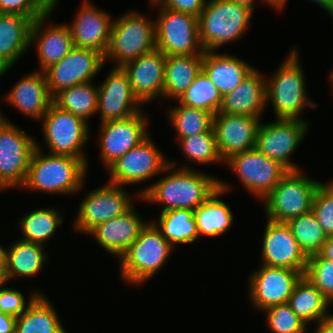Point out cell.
Wrapping results in <instances>:
<instances>
[{"label": "cell", "instance_id": "6da1fadb", "mask_svg": "<svg viewBox=\"0 0 333 333\" xmlns=\"http://www.w3.org/2000/svg\"><path fill=\"white\" fill-rule=\"evenodd\" d=\"M175 167L177 163L169 160L162 172L166 175L135 192V198L142 202L162 205L160 213L175 209L194 211L218 190L217 177L199 172L188 165L174 169Z\"/></svg>", "mask_w": 333, "mask_h": 333}, {"label": "cell", "instance_id": "7a4b0ae2", "mask_svg": "<svg viewBox=\"0 0 333 333\" xmlns=\"http://www.w3.org/2000/svg\"><path fill=\"white\" fill-rule=\"evenodd\" d=\"M36 147L22 189L62 196L83 190L88 166L80 158L43 153L39 143Z\"/></svg>", "mask_w": 333, "mask_h": 333}, {"label": "cell", "instance_id": "3957f363", "mask_svg": "<svg viewBox=\"0 0 333 333\" xmlns=\"http://www.w3.org/2000/svg\"><path fill=\"white\" fill-rule=\"evenodd\" d=\"M297 49L291 48L285 60L270 75L272 77L266 78L267 107L270 102L276 119L306 121L302 118L304 110L317 107V103L308 97L306 77Z\"/></svg>", "mask_w": 333, "mask_h": 333}, {"label": "cell", "instance_id": "277c9868", "mask_svg": "<svg viewBox=\"0 0 333 333\" xmlns=\"http://www.w3.org/2000/svg\"><path fill=\"white\" fill-rule=\"evenodd\" d=\"M253 10L232 0H207L198 17L199 40L204 51H216L221 46L244 36Z\"/></svg>", "mask_w": 333, "mask_h": 333}, {"label": "cell", "instance_id": "5b68a950", "mask_svg": "<svg viewBox=\"0 0 333 333\" xmlns=\"http://www.w3.org/2000/svg\"><path fill=\"white\" fill-rule=\"evenodd\" d=\"M174 247L151 221L141 230L138 239L119 258L121 279L140 286L147 283L163 266Z\"/></svg>", "mask_w": 333, "mask_h": 333}, {"label": "cell", "instance_id": "8992f818", "mask_svg": "<svg viewBox=\"0 0 333 333\" xmlns=\"http://www.w3.org/2000/svg\"><path fill=\"white\" fill-rule=\"evenodd\" d=\"M151 19L135 10L113 19L105 63L113 61L114 67H123L155 49V20Z\"/></svg>", "mask_w": 333, "mask_h": 333}, {"label": "cell", "instance_id": "52a82bcc", "mask_svg": "<svg viewBox=\"0 0 333 333\" xmlns=\"http://www.w3.org/2000/svg\"><path fill=\"white\" fill-rule=\"evenodd\" d=\"M302 173V170L288 171L262 200L268 220L287 223L311 211L313 197L321 181Z\"/></svg>", "mask_w": 333, "mask_h": 333}, {"label": "cell", "instance_id": "ba28073f", "mask_svg": "<svg viewBox=\"0 0 333 333\" xmlns=\"http://www.w3.org/2000/svg\"><path fill=\"white\" fill-rule=\"evenodd\" d=\"M41 124L49 154L80 158L88 166L83 149L90 138L89 123L52 103Z\"/></svg>", "mask_w": 333, "mask_h": 333}, {"label": "cell", "instance_id": "9c48e42d", "mask_svg": "<svg viewBox=\"0 0 333 333\" xmlns=\"http://www.w3.org/2000/svg\"><path fill=\"white\" fill-rule=\"evenodd\" d=\"M155 18V43L166 56L203 55L199 40L198 17L158 7Z\"/></svg>", "mask_w": 333, "mask_h": 333}, {"label": "cell", "instance_id": "30bf717a", "mask_svg": "<svg viewBox=\"0 0 333 333\" xmlns=\"http://www.w3.org/2000/svg\"><path fill=\"white\" fill-rule=\"evenodd\" d=\"M36 139L10 120L0 130V192L22 188L36 147Z\"/></svg>", "mask_w": 333, "mask_h": 333}, {"label": "cell", "instance_id": "8fae6325", "mask_svg": "<svg viewBox=\"0 0 333 333\" xmlns=\"http://www.w3.org/2000/svg\"><path fill=\"white\" fill-rule=\"evenodd\" d=\"M308 129V121L296 119H276L265 124L261 122L255 148L269 159L278 161L288 171L301 170L291 158L305 138Z\"/></svg>", "mask_w": 333, "mask_h": 333}, {"label": "cell", "instance_id": "7c38bea8", "mask_svg": "<svg viewBox=\"0 0 333 333\" xmlns=\"http://www.w3.org/2000/svg\"><path fill=\"white\" fill-rule=\"evenodd\" d=\"M239 178L242 186L262 201L288 172L278 161L256 148L237 153L223 162Z\"/></svg>", "mask_w": 333, "mask_h": 333}, {"label": "cell", "instance_id": "4fadbf2b", "mask_svg": "<svg viewBox=\"0 0 333 333\" xmlns=\"http://www.w3.org/2000/svg\"><path fill=\"white\" fill-rule=\"evenodd\" d=\"M134 196L129 195L124 186L111 183L104 184L85 194L80 203L73 230L88 234L98 224L118 217L127 211L133 204Z\"/></svg>", "mask_w": 333, "mask_h": 333}, {"label": "cell", "instance_id": "5bb4252c", "mask_svg": "<svg viewBox=\"0 0 333 333\" xmlns=\"http://www.w3.org/2000/svg\"><path fill=\"white\" fill-rule=\"evenodd\" d=\"M151 139L149 135L107 169L110 175L109 183L126 187L141 184L157 174L162 175L169 164V158Z\"/></svg>", "mask_w": 333, "mask_h": 333}, {"label": "cell", "instance_id": "9a60e30c", "mask_svg": "<svg viewBox=\"0 0 333 333\" xmlns=\"http://www.w3.org/2000/svg\"><path fill=\"white\" fill-rule=\"evenodd\" d=\"M148 121L149 116L141 111L126 119L99 124V153L106 169L151 135L147 130Z\"/></svg>", "mask_w": 333, "mask_h": 333}, {"label": "cell", "instance_id": "2e32d148", "mask_svg": "<svg viewBox=\"0 0 333 333\" xmlns=\"http://www.w3.org/2000/svg\"><path fill=\"white\" fill-rule=\"evenodd\" d=\"M104 64L103 54L74 47L62 60L43 71L51 97L77 84L92 82Z\"/></svg>", "mask_w": 333, "mask_h": 333}, {"label": "cell", "instance_id": "e0dca14e", "mask_svg": "<svg viewBox=\"0 0 333 333\" xmlns=\"http://www.w3.org/2000/svg\"><path fill=\"white\" fill-rule=\"evenodd\" d=\"M248 280V297L254 309H264L287 303L296 283L303 274L297 270L262 265L251 272Z\"/></svg>", "mask_w": 333, "mask_h": 333}, {"label": "cell", "instance_id": "ac0fdd59", "mask_svg": "<svg viewBox=\"0 0 333 333\" xmlns=\"http://www.w3.org/2000/svg\"><path fill=\"white\" fill-rule=\"evenodd\" d=\"M141 111L142 104L132 92L127 73L122 67H113L105 80L98 84L100 123L126 119Z\"/></svg>", "mask_w": 333, "mask_h": 333}, {"label": "cell", "instance_id": "d6986e66", "mask_svg": "<svg viewBox=\"0 0 333 333\" xmlns=\"http://www.w3.org/2000/svg\"><path fill=\"white\" fill-rule=\"evenodd\" d=\"M263 237L262 265L297 270L304 275L308 257L300 249L287 223L267 220Z\"/></svg>", "mask_w": 333, "mask_h": 333}, {"label": "cell", "instance_id": "ffe728a7", "mask_svg": "<svg viewBox=\"0 0 333 333\" xmlns=\"http://www.w3.org/2000/svg\"><path fill=\"white\" fill-rule=\"evenodd\" d=\"M261 118L248 115L216 113L213 129L216 144L223 162L232 155L256 147V138Z\"/></svg>", "mask_w": 333, "mask_h": 333}, {"label": "cell", "instance_id": "44dd1931", "mask_svg": "<svg viewBox=\"0 0 333 333\" xmlns=\"http://www.w3.org/2000/svg\"><path fill=\"white\" fill-rule=\"evenodd\" d=\"M97 7L90 0H83L75 20L68 26L74 47L90 49L105 56L109 48L113 20L110 13Z\"/></svg>", "mask_w": 333, "mask_h": 333}, {"label": "cell", "instance_id": "7402d4cb", "mask_svg": "<svg viewBox=\"0 0 333 333\" xmlns=\"http://www.w3.org/2000/svg\"><path fill=\"white\" fill-rule=\"evenodd\" d=\"M165 61L166 55L155 48L122 67L134 96L142 105L163 99Z\"/></svg>", "mask_w": 333, "mask_h": 333}, {"label": "cell", "instance_id": "603a6c76", "mask_svg": "<svg viewBox=\"0 0 333 333\" xmlns=\"http://www.w3.org/2000/svg\"><path fill=\"white\" fill-rule=\"evenodd\" d=\"M141 217L132 205L118 217L98 224L88 235L95 238L98 245L110 255L119 259L138 239L141 230L149 222Z\"/></svg>", "mask_w": 333, "mask_h": 333}, {"label": "cell", "instance_id": "cb8c5ba5", "mask_svg": "<svg viewBox=\"0 0 333 333\" xmlns=\"http://www.w3.org/2000/svg\"><path fill=\"white\" fill-rule=\"evenodd\" d=\"M53 11L36 18L31 28L30 45L37 46L41 72L62 60L74 48L68 24H47Z\"/></svg>", "mask_w": 333, "mask_h": 333}, {"label": "cell", "instance_id": "d4e9b609", "mask_svg": "<svg viewBox=\"0 0 333 333\" xmlns=\"http://www.w3.org/2000/svg\"><path fill=\"white\" fill-rule=\"evenodd\" d=\"M30 73L14 84L4 101L24 116L39 121L47 113L53 98L48 91L44 72L35 70Z\"/></svg>", "mask_w": 333, "mask_h": 333}, {"label": "cell", "instance_id": "484cf974", "mask_svg": "<svg viewBox=\"0 0 333 333\" xmlns=\"http://www.w3.org/2000/svg\"><path fill=\"white\" fill-rule=\"evenodd\" d=\"M266 77L256 68L233 91L223 96L219 113L262 118L267 108Z\"/></svg>", "mask_w": 333, "mask_h": 333}, {"label": "cell", "instance_id": "4316f807", "mask_svg": "<svg viewBox=\"0 0 333 333\" xmlns=\"http://www.w3.org/2000/svg\"><path fill=\"white\" fill-rule=\"evenodd\" d=\"M254 66L231 54L204 51L202 70L222 96L233 91L253 70Z\"/></svg>", "mask_w": 333, "mask_h": 333}, {"label": "cell", "instance_id": "83f0119b", "mask_svg": "<svg viewBox=\"0 0 333 333\" xmlns=\"http://www.w3.org/2000/svg\"><path fill=\"white\" fill-rule=\"evenodd\" d=\"M230 187L219 179L218 190L193 211L199 237H218L231 229L234 222L231 206L219 199Z\"/></svg>", "mask_w": 333, "mask_h": 333}, {"label": "cell", "instance_id": "f1b7e54d", "mask_svg": "<svg viewBox=\"0 0 333 333\" xmlns=\"http://www.w3.org/2000/svg\"><path fill=\"white\" fill-rule=\"evenodd\" d=\"M46 246L16 239L5 251V268L7 280L32 278L40 274L45 266L48 254Z\"/></svg>", "mask_w": 333, "mask_h": 333}, {"label": "cell", "instance_id": "f546056e", "mask_svg": "<svg viewBox=\"0 0 333 333\" xmlns=\"http://www.w3.org/2000/svg\"><path fill=\"white\" fill-rule=\"evenodd\" d=\"M34 20L20 14L0 13V55L12 67L31 48Z\"/></svg>", "mask_w": 333, "mask_h": 333}, {"label": "cell", "instance_id": "4dcf8cb0", "mask_svg": "<svg viewBox=\"0 0 333 333\" xmlns=\"http://www.w3.org/2000/svg\"><path fill=\"white\" fill-rule=\"evenodd\" d=\"M203 55L166 56L163 99L177 101L202 70Z\"/></svg>", "mask_w": 333, "mask_h": 333}, {"label": "cell", "instance_id": "1f68e13d", "mask_svg": "<svg viewBox=\"0 0 333 333\" xmlns=\"http://www.w3.org/2000/svg\"><path fill=\"white\" fill-rule=\"evenodd\" d=\"M301 321L317 324L330 314L332 303L308 280L302 276L296 283L287 302Z\"/></svg>", "mask_w": 333, "mask_h": 333}, {"label": "cell", "instance_id": "d6a6232c", "mask_svg": "<svg viewBox=\"0 0 333 333\" xmlns=\"http://www.w3.org/2000/svg\"><path fill=\"white\" fill-rule=\"evenodd\" d=\"M43 292L17 317L15 333H67L53 303Z\"/></svg>", "mask_w": 333, "mask_h": 333}, {"label": "cell", "instance_id": "836d02e7", "mask_svg": "<svg viewBox=\"0 0 333 333\" xmlns=\"http://www.w3.org/2000/svg\"><path fill=\"white\" fill-rule=\"evenodd\" d=\"M161 231L162 236L174 247L182 244H193L199 240L193 211L175 209L161 212L159 218L152 220Z\"/></svg>", "mask_w": 333, "mask_h": 333}, {"label": "cell", "instance_id": "e575fe53", "mask_svg": "<svg viewBox=\"0 0 333 333\" xmlns=\"http://www.w3.org/2000/svg\"><path fill=\"white\" fill-rule=\"evenodd\" d=\"M63 223L61 211L55 207L38 208L19 219L21 239L45 246Z\"/></svg>", "mask_w": 333, "mask_h": 333}, {"label": "cell", "instance_id": "d590c367", "mask_svg": "<svg viewBox=\"0 0 333 333\" xmlns=\"http://www.w3.org/2000/svg\"><path fill=\"white\" fill-rule=\"evenodd\" d=\"M53 103L88 123L89 118L97 114L98 85L93 81L77 84L58 93Z\"/></svg>", "mask_w": 333, "mask_h": 333}, {"label": "cell", "instance_id": "8d00e7d4", "mask_svg": "<svg viewBox=\"0 0 333 333\" xmlns=\"http://www.w3.org/2000/svg\"><path fill=\"white\" fill-rule=\"evenodd\" d=\"M166 112L172 128L176 131L177 141L213 128L214 114L203 109L187 107L178 102L175 106H169Z\"/></svg>", "mask_w": 333, "mask_h": 333}, {"label": "cell", "instance_id": "74e56055", "mask_svg": "<svg viewBox=\"0 0 333 333\" xmlns=\"http://www.w3.org/2000/svg\"><path fill=\"white\" fill-rule=\"evenodd\" d=\"M178 101L184 106L203 109L215 115L221 108L223 96L206 73L201 70L176 102Z\"/></svg>", "mask_w": 333, "mask_h": 333}, {"label": "cell", "instance_id": "f35d334b", "mask_svg": "<svg viewBox=\"0 0 333 333\" xmlns=\"http://www.w3.org/2000/svg\"><path fill=\"white\" fill-rule=\"evenodd\" d=\"M287 225L307 257L321 252L327 235L312 211L289 220Z\"/></svg>", "mask_w": 333, "mask_h": 333}, {"label": "cell", "instance_id": "ab89813d", "mask_svg": "<svg viewBox=\"0 0 333 333\" xmlns=\"http://www.w3.org/2000/svg\"><path fill=\"white\" fill-rule=\"evenodd\" d=\"M177 143L182 147V153L189 164L195 162L194 164L206 165L223 162L217 149L213 128L205 133L181 138Z\"/></svg>", "mask_w": 333, "mask_h": 333}, {"label": "cell", "instance_id": "60d3db41", "mask_svg": "<svg viewBox=\"0 0 333 333\" xmlns=\"http://www.w3.org/2000/svg\"><path fill=\"white\" fill-rule=\"evenodd\" d=\"M266 325L273 333H306L308 326L304 324L288 303L274 305L263 310Z\"/></svg>", "mask_w": 333, "mask_h": 333}, {"label": "cell", "instance_id": "b9f144b4", "mask_svg": "<svg viewBox=\"0 0 333 333\" xmlns=\"http://www.w3.org/2000/svg\"><path fill=\"white\" fill-rule=\"evenodd\" d=\"M303 276L333 303V261L320 254L309 256Z\"/></svg>", "mask_w": 333, "mask_h": 333}, {"label": "cell", "instance_id": "7bdbcfd3", "mask_svg": "<svg viewBox=\"0 0 333 333\" xmlns=\"http://www.w3.org/2000/svg\"><path fill=\"white\" fill-rule=\"evenodd\" d=\"M311 211L327 237L333 236V181L320 183L313 197Z\"/></svg>", "mask_w": 333, "mask_h": 333}, {"label": "cell", "instance_id": "ee69618b", "mask_svg": "<svg viewBox=\"0 0 333 333\" xmlns=\"http://www.w3.org/2000/svg\"><path fill=\"white\" fill-rule=\"evenodd\" d=\"M53 10V0H0V13L20 14L36 19Z\"/></svg>", "mask_w": 333, "mask_h": 333}, {"label": "cell", "instance_id": "f6af8a7d", "mask_svg": "<svg viewBox=\"0 0 333 333\" xmlns=\"http://www.w3.org/2000/svg\"><path fill=\"white\" fill-rule=\"evenodd\" d=\"M28 302H26L24 294L18 289L5 288L0 290V312L14 317L23 314L32 301L41 294L40 291H32Z\"/></svg>", "mask_w": 333, "mask_h": 333}, {"label": "cell", "instance_id": "bcb514c9", "mask_svg": "<svg viewBox=\"0 0 333 333\" xmlns=\"http://www.w3.org/2000/svg\"><path fill=\"white\" fill-rule=\"evenodd\" d=\"M207 0H149L150 7H162L199 17Z\"/></svg>", "mask_w": 333, "mask_h": 333}, {"label": "cell", "instance_id": "7dc6e473", "mask_svg": "<svg viewBox=\"0 0 333 333\" xmlns=\"http://www.w3.org/2000/svg\"><path fill=\"white\" fill-rule=\"evenodd\" d=\"M17 317L0 312V333H15Z\"/></svg>", "mask_w": 333, "mask_h": 333}, {"label": "cell", "instance_id": "c3c4849f", "mask_svg": "<svg viewBox=\"0 0 333 333\" xmlns=\"http://www.w3.org/2000/svg\"><path fill=\"white\" fill-rule=\"evenodd\" d=\"M313 333H333V314H329L316 324Z\"/></svg>", "mask_w": 333, "mask_h": 333}, {"label": "cell", "instance_id": "681fc988", "mask_svg": "<svg viewBox=\"0 0 333 333\" xmlns=\"http://www.w3.org/2000/svg\"><path fill=\"white\" fill-rule=\"evenodd\" d=\"M323 258L333 261V236H328L321 252Z\"/></svg>", "mask_w": 333, "mask_h": 333}, {"label": "cell", "instance_id": "f907efd6", "mask_svg": "<svg viewBox=\"0 0 333 333\" xmlns=\"http://www.w3.org/2000/svg\"><path fill=\"white\" fill-rule=\"evenodd\" d=\"M232 1H235L239 4H242V5H245V6H248L249 8H251L253 11L255 9V5L257 4L256 2H258V0H232ZM261 3H264L266 5L270 7H272L273 9H275V11H278L268 0H259Z\"/></svg>", "mask_w": 333, "mask_h": 333}, {"label": "cell", "instance_id": "816d5d0a", "mask_svg": "<svg viewBox=\"0 0 333 333\" xmlns=\"http://www.w3.org/2000/svg\"><path fill=\"white\" fill-rule=\"evenodd\" d=\"M11 65L0 55V77L11 69Z\"/></svg>", "mask_w": 333, "mask_h": 333}, {"label": "cell", "instance_id": "f5cc1de1", "mask_svg": "<svg viewBox=\"0 0 333 333\" xmlns=\"http://www.w3.org/2000/svg\"><path fill=\"white\" fill-rule=\"evenodd\" d=\"M316 5L320 6L326 12L331 8L333 0H310Z\"/></svg>", "mask_w": 333, "mask_h": 333}, {"label": "cell", "instance_id": "db71d44e", "mask_svg": "<svg viewBox=\"0 0 333 333\" xmlns=\"http://www.w3.org/2000/svg\"><path fill=\"white\" fill-rule=\"evenodd\" d=\"M280 12L286 6L288 0H268Z\"/></svg>", "mask_w": 333, "mask_h": 333}, {"label": "cell", "instance_id": "11a10c76", "mask_svg": "<svg viewBox=\"0 0 333 333\" xmlns=\"http://www.w3.org/2000/svg\"><path fill=\"white\" fill-rule=\"evenodd\" d=\"M5 251L6 248H3L0 244V270H4L5 268Z\"/></svg>", "mask_w": 333, "mask_h": 333}, {"label": "cell", "instance_id": "9f6ffc18", "mask_svg": "<svg viewBox=\"0 0 333 333\" xmlns=\"http://www.w3.org/2000/svg\"><path fill=\"white\" fill-rule=\"evenodd\" d=\"M6 283H8L6 273L4 270H0V290L3 288V286L6 287Z\"/></svg>", "mask_w": 333, "mask_h": 333}, {"label": "cell", "instance_id": "6f0895ef", "mask_svg": "<svg viewBox=\"0 0 333 333\" xmlns=\"http://www.w3.org/2000/svg\"><path fill=\"white\" fill-rule=\"evenodd\" d=\"M1 112L2 111H0V130L9 121V119H7Z\"/></svg>", "mask_w": 333, "mask_h": 333}, {"label": "cell", "instance_id": "680465c9", "mask_svg": "<svg viewBox=\"0 0 333 333\" xmlns=\"http://www.w3.org/2000/svg\"><path fill=\"white\" fill-rule=\"evenodd\" d=\"M327 13H328L329 16H331L332 19H333V2H332V5H331V8L327 11Z\"/></svg>", "mask_w": 333, "mask_h": 333}, {"label": "cell", "instance_id": "91938a15", "mask_svg": "<svg viewBox=\"0 0 333 333\" xmlns=\"http://www.w3.org/2000/svg\"><path fill=\"white\" fill-rule=\"evenodd\" d=\"M329 80L331 82V85L333 86V70L329 74ZM332 89H333V87H332Z\"/></svg>", "mask_w": 333, "mask_h": 333}]
</instances>
